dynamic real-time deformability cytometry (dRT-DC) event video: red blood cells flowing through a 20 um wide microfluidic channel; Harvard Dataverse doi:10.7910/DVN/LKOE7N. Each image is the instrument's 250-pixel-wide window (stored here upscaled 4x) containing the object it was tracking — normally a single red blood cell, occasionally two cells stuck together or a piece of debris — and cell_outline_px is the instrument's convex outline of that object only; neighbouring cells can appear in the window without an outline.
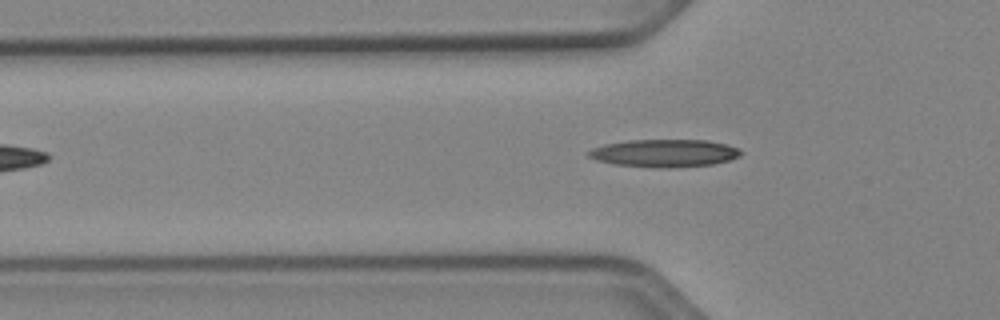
{"species": "Egyptian fruit bat (a non-hibernating species)", "species_latin": "Rousettus aegyptiacus", "temperature_condition": "cold", "stored_images_in_passage": 34, "camera_frame_rate_fps": 3000, "um_per_image_px": 0.085, "animal": {"sex": "female"}, "frame": {"image": 1, "passage_image": 3, "time_ms": 0.667, "image_size_px": [1000, 320], "cell_outline_px": [[744, 152], [740, 156], [728, 160], [712, 164], [660, 168], [652, 168], [616, 164], [596, 160], [588, 156], [588, 152], [592, 148], [604, 144], [628, 140], [708, 140], [724, 144], [736, 148]], "centroid_in_image_um": [56.45, 13.01], "position_along_channel_um": 69.4, "area_um2": 24.39}}
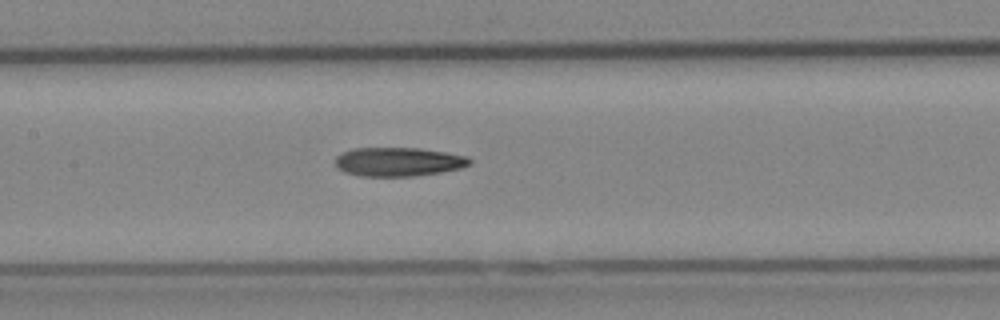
{"frame": {"image": 2, "passage_image": 11, "time_ms": 3.333, "image_size_px": [1000, 320], "cell_outline_px": [[472, 164], [460, 168], [440, 172], [412, 176], [360, 176], [344, 172], [336, 164], [336, 156], [352, 148], [420, 148], [468, 156], [472, 160]], "centroid_in_image_um": [33.89, 13.75], "position_along_channel_um": 173.5, "area_um2": 22.54}}
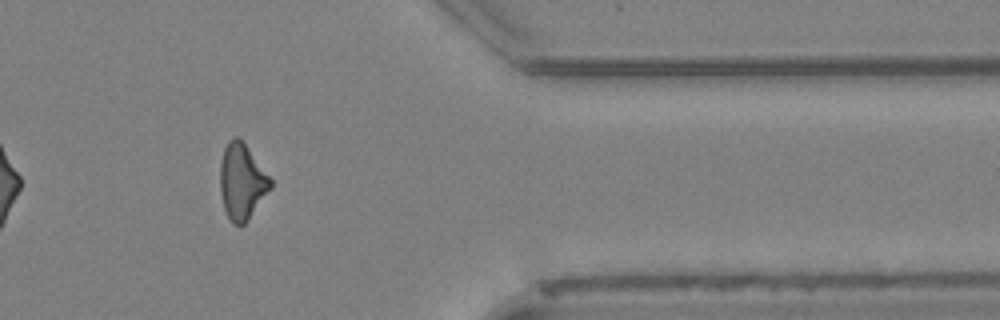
{"frame": {"image": 3, "passage_image": 29, "time_ms": 9.333, "image_size_px": [1000, 320], "cell_outline_px": [[272, 188], [248, 220], [244, 224], [236, 224], [228, 216], [224, 208], [220, 192], [220, 164], [224, 148], [228, 140], [232, 136], [236, 136], [244, 144], [272, 180]], "centroid_in_image_um": [20.55, 15.44], "position_along_channel_um": 390.8, "area_um2": 21.91}}